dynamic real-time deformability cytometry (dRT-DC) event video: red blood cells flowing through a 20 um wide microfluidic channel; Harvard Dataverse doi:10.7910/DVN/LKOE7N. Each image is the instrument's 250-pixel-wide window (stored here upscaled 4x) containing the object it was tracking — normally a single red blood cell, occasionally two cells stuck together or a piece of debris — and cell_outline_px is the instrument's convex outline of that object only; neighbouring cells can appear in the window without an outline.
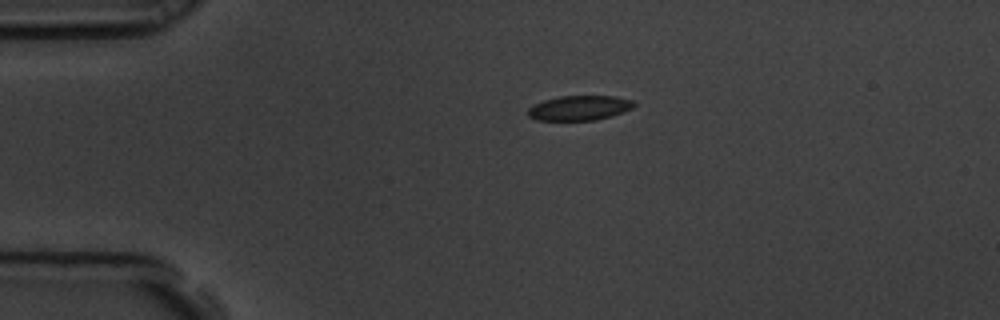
{"species": "common noctule bat (a hibernating species)", "species_latin": "Nyctalus noctula", "temperature_condition": "room temperature", "stored_images_in_passage": 3, "camera_frame_rate_fps": 3000, "um_per_image_px": 0.085, "animal": {"sex": "male", "body_mass_g": 19.5, "forearm_length_mm": 54.6}, "frame": {"image": 1, "passage_image": 1, "time_ms": 0.0, "image_size_px": [1000, 320], "cell_outline_px": [[636, 104], [632, 108], [624, 112], [612, 116], [596, 120], [536, 120], [528, 116], [528, 108], [544, 100], [560, 96], [616, 96], [632, 100]], "centroid_in_image_um": [49.28, 9.18], "position_along_channel_um": 35.7, "area_um2": 15.32}}
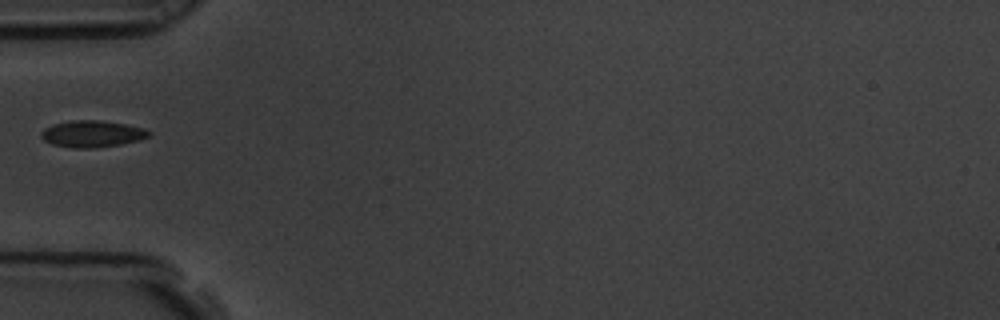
{"frame": {"image": 2, "passage_image": 3, "time_ms": 0.667, "image_size_px": [1000, 320], "cell_outline_px": [[152, 136], [140, 140], [120, 144], [92, 148], [72, 148], [52, 144], [44, 140], [40, 136], [40, 132], [44, 128], [52, 124], [72, 120], [100, 120], [124, 124], [144, 128], [152, 132]], "centroid_in_image_um": [7.83, 11.37], "position_along_channel_um": 77.2, "area_um2": 16.88}}